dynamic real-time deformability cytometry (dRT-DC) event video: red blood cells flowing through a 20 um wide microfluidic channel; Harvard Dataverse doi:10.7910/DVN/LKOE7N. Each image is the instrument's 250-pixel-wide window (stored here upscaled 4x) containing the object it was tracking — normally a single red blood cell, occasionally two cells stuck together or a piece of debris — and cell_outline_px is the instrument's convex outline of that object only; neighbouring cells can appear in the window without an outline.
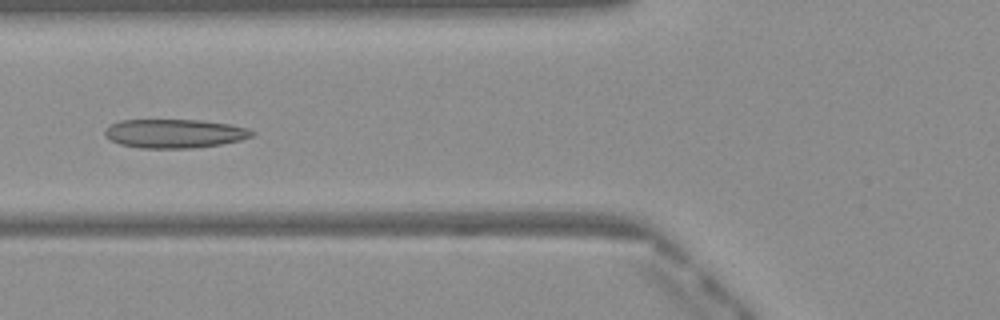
{"species": "Egyptian fruit bat (a non-hibernating species)", "species_latin": "Rousettus aegyptiacus", "temperature_condition": "warm", "stored_images_in_passage": 49, "camera_frame_rate_fps": 3000, "um_per_image_px": 0.085, "frame": {"image": 1, "passage_image": 19, "time_ms": 6.0, "image_size_px": [1000, 320], "cell_outline_px": [[256, 132], [252, 136], [240, 140], [220, 144], [192, 148], [140, 148], [120, 144], [104, 136], [104, 132], [112, 124], [120, 120], [200, 120], [232, 124], [248, 128]], "centroid_in_image_um": [14.86, 11.34], "position_along_channel_um": 110.9, "area_um2": 24.68}}
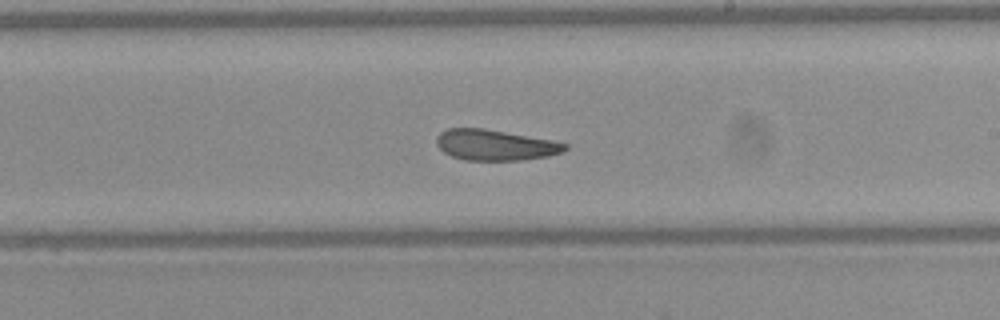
{"frame": {"image": 2, "passage_image": 29, "time_ms": 9.333, "image_size_px": [1000, 320], "cell_outline_px": [[568, 148], [560, 152], [548, 156], [520, 160], [464, 160], [452, 156], [444, 152], [436, 144], [436, 136], [440, 132], [448, 128], [484, 128], [552, 140], [568, 144]], "centroid_in_image_um": [42.06, 12.32], "position_along_channel_um": 246.9, "area_um2": 22.95}}
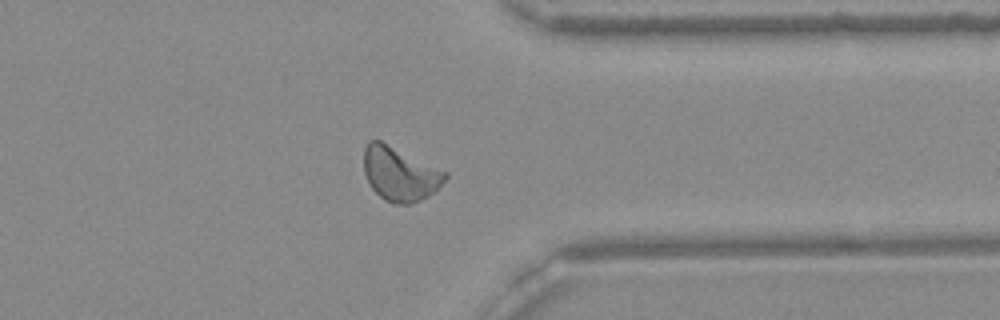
{"frame": {"image": 3, "passage_image": 39, "time_ms": 12.667, "image_size_px": [1000, 320], "cell_outline_px": [[448, 176], [436, 192], [420, 200], [408, 204], [392, 204], [384, 200], [372, 188], [364, 172], [364, 148], [368, 140], [380, 140], [448, 172]], "centroid_in_image_um": [34.0, 14.78], "position_along_channel_um": 377.4, "area_um2": 25.66}, "authors_computed_cell_mechanics": {"area_um2": 24.6806, "velocity_mm_per_s": 4.0679, "shape_relaxation_time_tau1_ms": null, "shape_relaxation_time_tau2_ms": 2.5276, "deformation_change_tau1": null, "deformation_change_tau2": 0.0954}}